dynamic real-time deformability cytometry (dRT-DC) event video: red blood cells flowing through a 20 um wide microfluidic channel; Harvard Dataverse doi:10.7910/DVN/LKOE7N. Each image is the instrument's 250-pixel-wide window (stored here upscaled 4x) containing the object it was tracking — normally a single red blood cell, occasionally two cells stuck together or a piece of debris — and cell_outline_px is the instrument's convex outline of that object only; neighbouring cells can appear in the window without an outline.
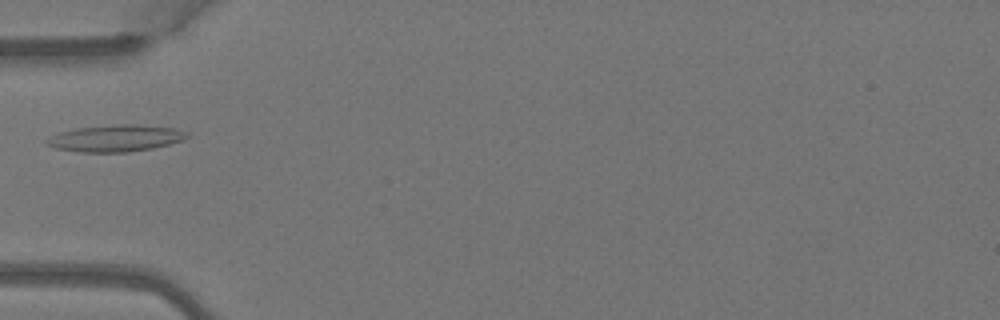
{"species": "Egyptian fruit bat (a non-hibernating species)", "species_latin": "Rousettus aegyptiacus", "temperature_condition": "warm", "stored_images_in_passage": 3, "camera_frame_rate_fps": 3000, "um_per_image_px": 0.085, "animal": {"sex": "female"}, "frame": {"image": 1, "passage_image": 1, "time_ms": 0.0, "image_size_px": [1000, 320], "cell_outline_px": [[192, 136], [184, 140], [152, 148], [128, 152], [80, 152], [56, 148], [44, 144], [44, 140], [48, 136], [60, 132], [76, 128], [116, 124], [136, 124], [176, 128], [188, 132]], "centroid_in_image_um": [9.83, 11.74], "position_along_channel_um": 75.2, "area_um2": 22.14}}
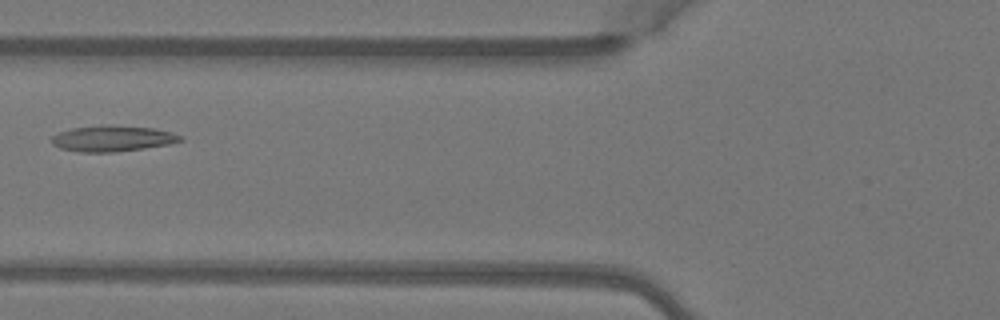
{"frame": {"image": 2, "passage_image": 2, "time_ms": 0.333, "image_size_px": [1000, 320], "cell_outline_px": [[184, 140], [168, 144], [144, 148], [116, 152], [80, 152], [60, 148], [52, 144], [52, 136], [60, 132], [72, 128], [100, 124], [108, 124], [156, 128], [172, 132], [184, 136]], "centroid_in_image_um": [9.6, 11.76], "position_along_channel_um": 116.2, "area_um2": 19.71}}
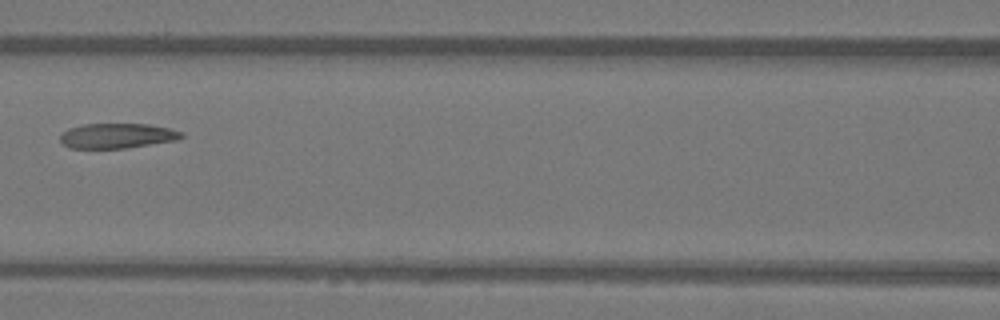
{"frame": {"image": 3, "passage_image": 3, "time_ms": 0.667, "image_size_px": [1000, 320], "cell_outline_px": [[184, 136], [176, 140], [128, 148], [68, 148], [60, 140], [60, 136], [68, 128], [84, 124], [148, 124], [168, 128], [184, 132]], "centroid_in_image_um": [9.97, 11.54], "position_along_channel_um": 156.6, "area_um2": 17.63}}